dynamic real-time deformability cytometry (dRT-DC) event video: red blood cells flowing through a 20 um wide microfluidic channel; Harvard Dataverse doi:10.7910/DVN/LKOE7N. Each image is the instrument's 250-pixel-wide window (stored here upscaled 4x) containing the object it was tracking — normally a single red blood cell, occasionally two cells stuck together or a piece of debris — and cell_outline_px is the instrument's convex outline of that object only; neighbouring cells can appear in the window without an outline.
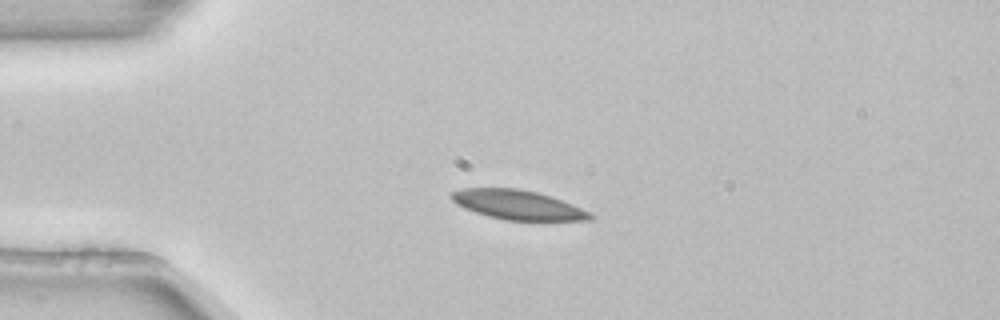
{"species": "common noctule bat (a hibernating species)", "species_latin": "Nyctalus noctula", "temperature_condition": "room temperature", "stored_images_in_passage": 2, "camera_frame_rate_fps": 3000, "um_per_image_px": 0.085, "animal": {"sex": "female", "body_mass_g": 22.7, "forearm_length_mm": 54.2}, "frame": {"image": 1, "passage_image": 1, "time_ms": 0.0, "image_size_px": [1000, 320], "cell_outline_px": [[596, 216], [592, 220], [504, 220], [488, 216], [464, 208], [456, 204], [448, 196], [452, 192], [464, 188], [520, 188], [536, 192], [572, 204]], "centroid_in_image_um": [43.97, 17.41], "position_along_channel_um": 41.0, "area_um2": 23.58}}